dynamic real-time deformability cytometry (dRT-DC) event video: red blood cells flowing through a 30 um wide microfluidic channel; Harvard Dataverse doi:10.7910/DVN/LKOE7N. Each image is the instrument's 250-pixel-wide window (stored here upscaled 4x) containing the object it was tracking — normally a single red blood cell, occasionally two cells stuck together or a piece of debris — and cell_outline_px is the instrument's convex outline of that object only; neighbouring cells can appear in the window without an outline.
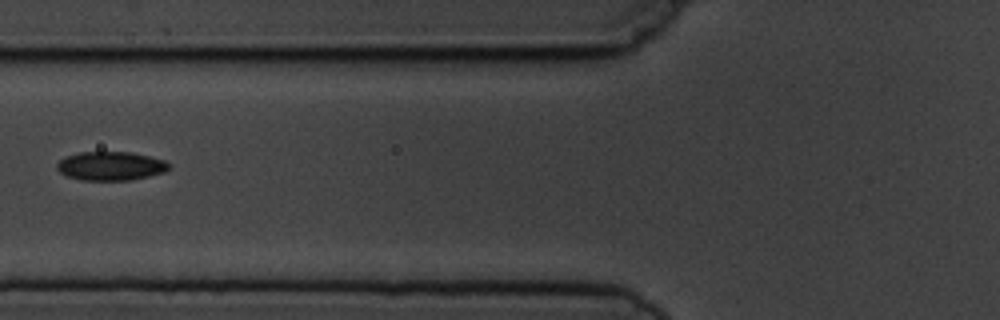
{"species": "common noctule bat (a hibernating species)", "species_latin": "Nyctalus noctula", "temperature_condition": "cold", "stored_images_in_passage": 7, "camera_frame_rate_fps": 3000, "um_per_image_px": 0.085, "animal": {"sex": "male", "body_mass_g": 19.5, "forearm_length_mm": 54.6}, "frame": {"image": 1, "passage_image": 6, "time_ms": 6.667, "image_size_px": [1000, 320], "cell_outline_px": [[168, 168], [164, 172], [132, 180], [80, 180], [68, 176], [60, 172], [56, 168], [56, 164], [60, 160], [68, 156], [80, 152], [132, 152], [164, 160], [168, 164]], "centroid_in_image_um": [9.39, 14.11], "position_along_channel_um": 116.4, "area_um2": 18.61}}
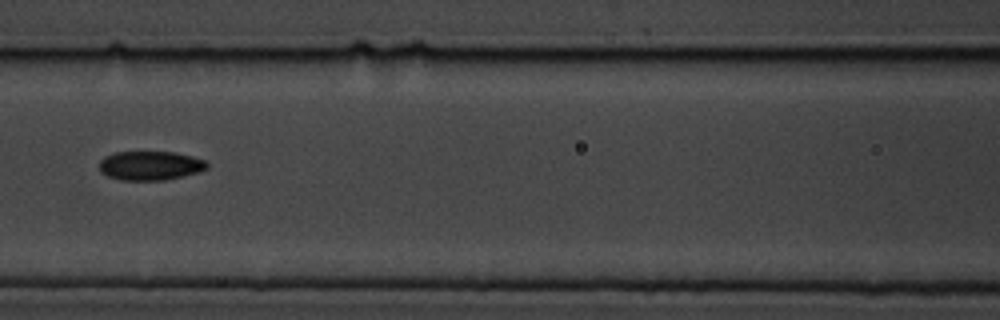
{"frame": {"image": 2, "passage_image": 7, "time_ms": 7.667, "image_size_px": [1000, 320], "cell_outline_px": [[208, 168], [200, 172], [184, 176], [164, 180], [120, 180], [108, 176], [100, 172], [100, 160], [104, 156], [116, 152], [176, 152], [192, 156], [204, 160], [208, 164]], "centroid_in_image_um": [12.78, 14.08], "position_along_channel_um": 153.8, "area_um2": 18.38}}